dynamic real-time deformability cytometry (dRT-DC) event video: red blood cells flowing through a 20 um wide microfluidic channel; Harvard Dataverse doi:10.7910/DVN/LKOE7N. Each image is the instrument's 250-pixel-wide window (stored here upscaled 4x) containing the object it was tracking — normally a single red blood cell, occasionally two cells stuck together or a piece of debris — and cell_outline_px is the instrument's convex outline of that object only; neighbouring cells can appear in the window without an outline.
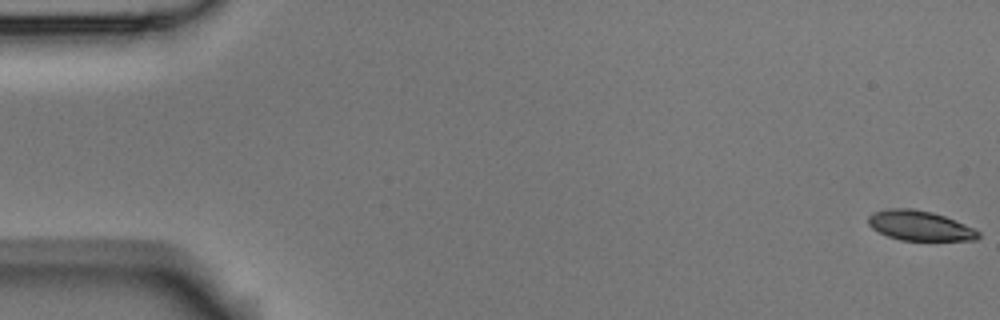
{"species": "Egyptian fruit bat (a non-hibernating species)", "species_latin": "Rousettus aegyptiacus", "temperature_condition": "room temperature", "stored_images_in_passage": 55, "camera_frame_rate_fps": 3000, "um_per_image_px": 0.085, "animal": {"sex": "male"}, "frame": {"image": 1, "passage_image": 1, "time_ms": 0.0, "image_size_px": [1000, 320], "cell_outline_px": [[980, 236], [976, 240], [900, 240], [888, 236], [872, 228], [868, 224], [868, 216], [876, 212], [892, 208], [908, 208], [932, 212], [956, 220], [980, 232]], "centroid_in_image_um": [78.19, 19.18], "position_along_channel_um": 6.8, "area_um2": 18.9}}
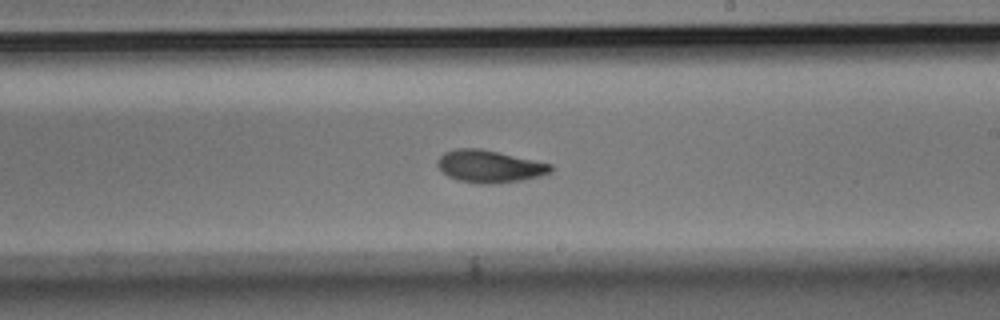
{"frame": {"image": 2, "passage_image": 32, "time_ms": 10.333, "image_size_px": [1000, 320], "cell_outline_px": [[552, 172], [540, 176], [520, 180], [492, 184], [480, 184], [456, 180], [448, 176], [436, 164], [436, 160], [444, 152], [456, 148], [480, 148], [552, 164]], "centroid_in_image_um": [41.58, 14.14], "position_along_channel_um": 247.4, "area_um2": 21.33}}
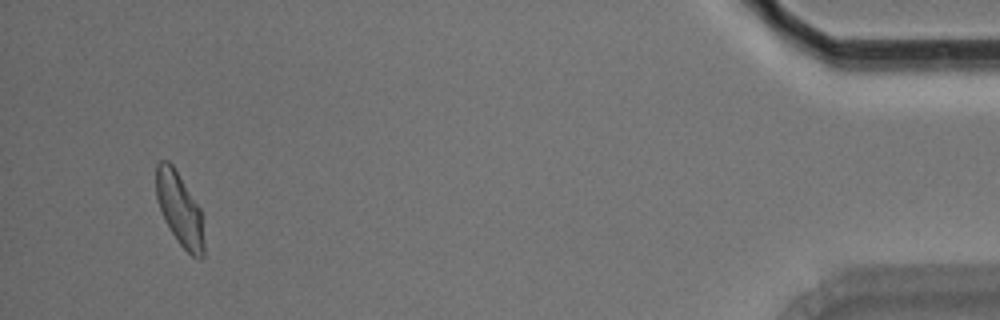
{"frame": {"image": 3, "passage_image": 52, "time_ms": 17.0, "image_size_px": [1000, 320], "cell_outline_px": [[204, 256], [200, 260], [192, 256], [176, 240], [164, 220], [156, 196], [156, 164], [160, 160], [168, 160], [172, 164], [200, 208], [204, 244]], "centroid_in_image_um": [15.26, 17.79], "position_along_channel_um": 419.9, "area_um2": 20.23}, "authors_computed_cell_mechanics": {"area_um2": 20.7502, "velocity_mm_per_s": 3.726, "shape_relaxation_time_tau1_ms": 4.317, "shape_relaxation_time_tau2_ms": 2.9562, "deformation_change_tau1": 0.1465, "deformation_change_tau2": 0.0859}}